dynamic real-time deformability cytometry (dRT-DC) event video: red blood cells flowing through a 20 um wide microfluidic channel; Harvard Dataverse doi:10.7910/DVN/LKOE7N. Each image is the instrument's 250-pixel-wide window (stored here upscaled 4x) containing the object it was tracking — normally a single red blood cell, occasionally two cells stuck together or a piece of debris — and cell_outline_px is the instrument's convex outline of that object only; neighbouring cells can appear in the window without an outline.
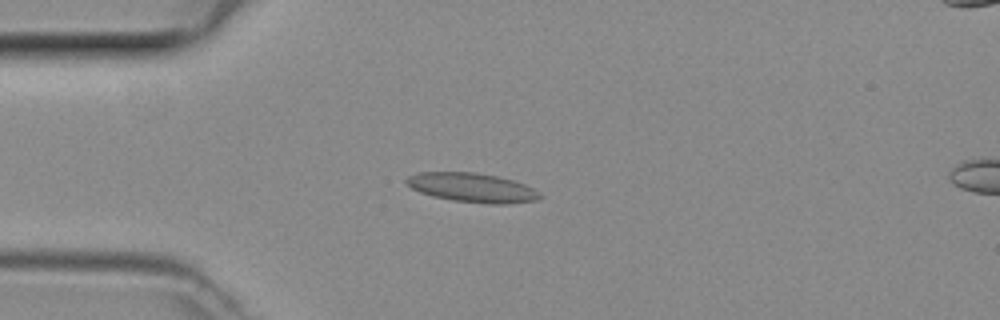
{"species": "common noctule bat (a hibernating species)", "species_latin": "Nyctalus noctula", "temperature_condition": "room temperature", "stored_images_in_passage": 13, "camera_frame_rate_fps": 3000, "um_per_image_px": 0.085, "animal": {"sex": "female", "body_mass_g": 29.2, "forearm_length_mm": 56.3}, "frame": {"image": 1, "passage_image": 10, "time_ms": 3.0, "image_size_px": [1000, 320], "cell_outline_px": [[544, 196], [536, 200], [508, 204], [488, 204], [452, 200], [432, 196], [420, 192], [412, 188], [404, 180], [408, 176], [416, 172], [476, 172], [496, 176], [512, 180], [524, 184], [540, 192]], "centroid_in_image_um": [40.13, 15.95], "position_along_channel_um": 44.9, "area_um2": 22.77}}